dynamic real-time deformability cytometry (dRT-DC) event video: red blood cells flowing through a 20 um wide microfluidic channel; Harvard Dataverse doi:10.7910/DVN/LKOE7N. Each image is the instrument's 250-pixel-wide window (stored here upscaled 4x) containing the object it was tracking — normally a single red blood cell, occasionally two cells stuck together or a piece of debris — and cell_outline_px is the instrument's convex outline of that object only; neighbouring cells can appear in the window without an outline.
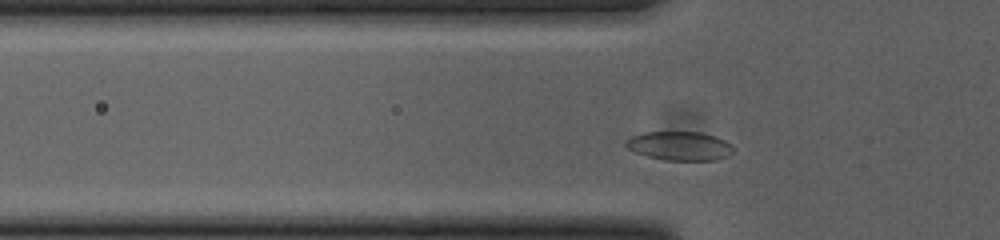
{"species": "common noctule bat (a hibernating species)", "species_latin": "Nyctalus noctula", "temperature_condition": "cold", "stored_images_in_passage": 34, "camera_frame_rate_fps": 3000, "um_per_image_px": 0.085, "animal": {"sex": "female", "body_mass_g": 23.0, "forearm_length_mm": 53.4}, "frame": {"image": 1, "passage_image": 6, "time_ms": 1.667, "image_size_px": [1000, 240], "cell_outline_px": [[732, 152], [728, 156], [716, 160], [664, 160], [648, 156], [636, 152], [628, 148], [624, 144], [624, 140], [632, 136], [644, 132], [700, 132], [716, 136], [732, 144]], "centroid_in_image_um": [57.77, 12.4], "position_along_channel_um": 68.0, "area_um2": 18.09}}
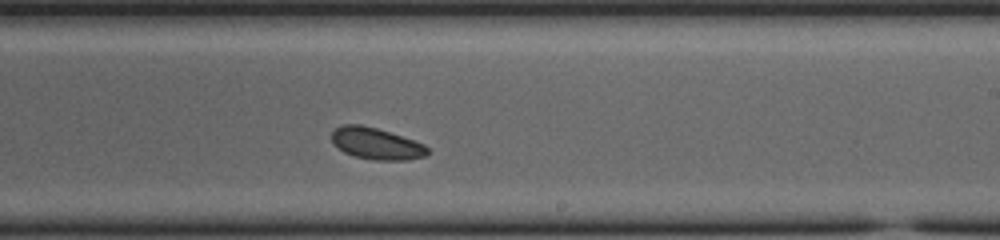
{"frame": {"image": 2, "passage_image": 21, "time_ms": 6.667, "image_size_px": [1000, 240], "cell_outline_px": [[428, 152], [424, 156], [408, 160], [372, 160], [352, 156], [344, 152], [332, 140], [332, 132], [336, 128], [344, 124], [360, 124], [376, 128], [424, 144], [428, 148]], "centroid_in_image_um": [31.97, 12.22], "position_along_channel_um": 257.0, "area_um2": 17.4}}
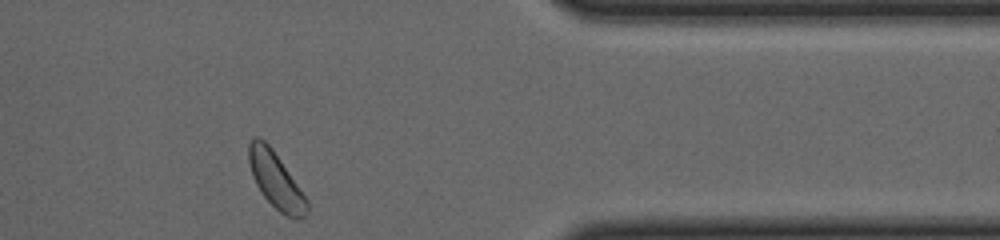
{"frame": {"image": 3, "passage_image": 33, "time_ms": 10.667, "image_size_px": [1000, 240], "cell_outline_px": [[308, 212], [300, 220], [296, 220], [284, 216], [260, 192], [252, 176], [248, 160], [248, 144], [256, 136], [264, 140], [272, 148], [308, 200]], "centroid_in_image_um": [23.45, 15.35], "position_along_channel_um": 388.0, "area_um2": 18.96}, "authors_computed_cell_mechanics": {"area_um2": 17.9469, "velocity_mm_per_s": 3.7841, "shape_relaxation_time_tau1_ms": 2.0093, "shape_relaxation_time_tau2_ms": null, "deformation_change_tau1": 0.0572, "deformation_change_tau2": null}}